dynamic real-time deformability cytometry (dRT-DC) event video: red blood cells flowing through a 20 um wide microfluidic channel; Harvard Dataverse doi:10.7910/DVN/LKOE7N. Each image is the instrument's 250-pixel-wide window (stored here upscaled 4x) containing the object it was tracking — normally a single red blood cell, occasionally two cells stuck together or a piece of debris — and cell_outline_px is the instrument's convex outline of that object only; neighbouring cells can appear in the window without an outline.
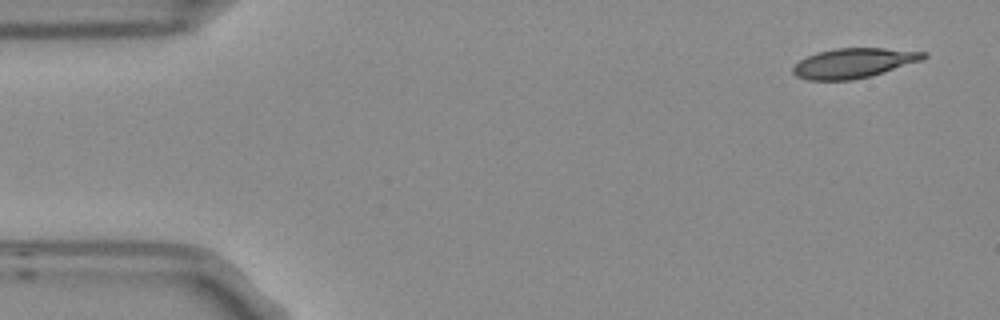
{"species": "Egyptian fruit bat (a non-hibernating species)", "species_latin": "Rousettus aegyptiacus", "temperature_condition": "room temperature", "stored_images_in_passage": 4, "camera_frame_rate_fps": 3000, "um_per_image_px": 0.085, "frame": {"image": 1, "passage_image": 1, "time_ms": 0.0, "image_size_px": [1000, 320], "cell_outline_px": [[928, 56], [920, 60], [868, 76], [852, 80], [808, 80], [796, 76], [792, 72], [792, 68], [800, 60], [816, 52], [836, 48], [884, 48], [928, 52]], "centroid_in_image_um": [72.51, 5.35], "position_along_channel_um": 12.5, "area_um2": 22.31}}
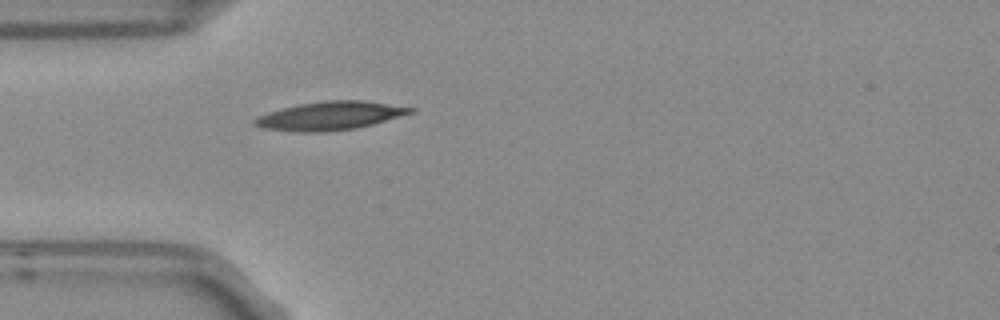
{"frame": {"image": 2, "passage_image": 4, "time_ms": 1.0, "image_size_px": [1000, 320], "cell_outline_px": [[416, 112], [372, 124], [356, 128], [324, 132], [300, 132], [260, 128], [252, 124], [252, 120], [256, 116], [268, 112], [300, 104], [324, 100], [364, 100], [416, 108]], "centroid_in_image_um": [28.04, 9.84], "position_along_channel_um": 57.0, "area_um2": 25.95}}